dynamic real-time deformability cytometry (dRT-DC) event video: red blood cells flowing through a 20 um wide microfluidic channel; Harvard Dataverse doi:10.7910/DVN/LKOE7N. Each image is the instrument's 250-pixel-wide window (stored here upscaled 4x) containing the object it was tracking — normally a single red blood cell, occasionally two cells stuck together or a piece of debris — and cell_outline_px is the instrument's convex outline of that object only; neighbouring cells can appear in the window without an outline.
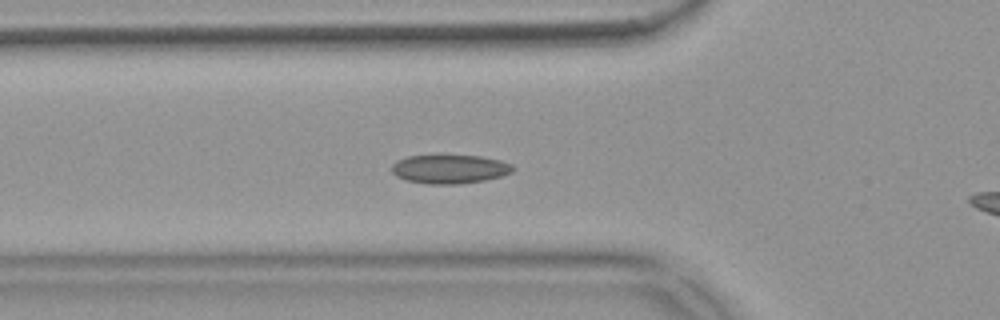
{"species": "common noctule bat (a hibernating species)", "species_latin": "Nyctalus noctula", "temperature_condition": "warm", "stored_images_in_passage": 51, "camera_frame_rate_fps": 3000, "um_per_image_px": 0.085, "animal": {"sex": "female", "body_mass_g": 18.4}, "frame": {"image": 1, "passage_image": 16, "time_ms": 5.0, "image_size_px": [1000, 320], "cell_outline_px": [[516, 168], [512, 172], [500, 176], [484, 180], [460, 184], [428, 184], [408, 180], [396, 176], [392, 172], [392, 164], [396, 160], [408, 156], [480, 156], [500, 160], [512, 164]], "centroid_in_image_um": [38.23, 14.37], "position_along_channel_um": 87.6, "area_um2": 20.23}}
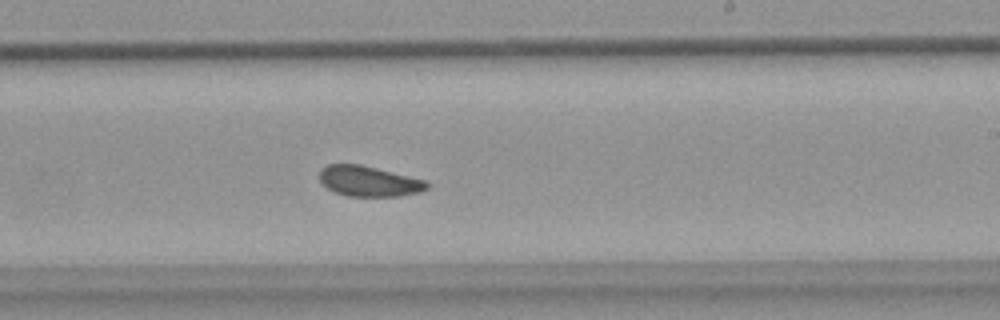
{"frame": {"image": 2, "passage_image": 30, "time_ms": 9.667, "image_size_px": [1000, 320], "cell_outline_px": [[428, 188], [420, 192], [400, 196], [348, 196], [336, 192], [328, 188], [320, 180], [320, 168], [328, 164], [360, 164], [424, 180], [428, 184]], "centroid_in_image_um": [31.34, 15.4], "position_along_channel_um": 257.7, "area_um2": 18.79}}
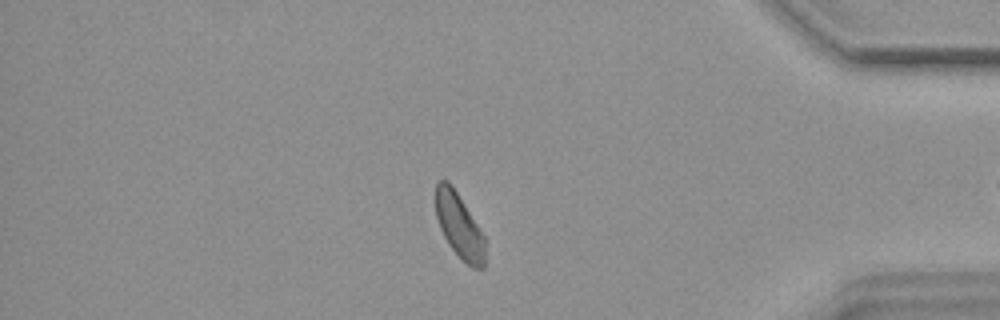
{"frame": {"image": 3, "passage_image": 44, "time_ms": 14.333, "image_size_px": [1000, 320], "cell_outline_px": [[484, 268], [472, 268], [460, 260], [448, 244], [440, 228], [436, 216], [436, 184], [440, 180], [448, 180], [452, 184], [484, 236]], "centroid_in_image_um": [39.02, 19.21], "position_along_channel_um": 396.2, "area_um2": 18.55}, "authors_computed_cell_mechanics": {"area_um2": 19.8254, "velocity_mm_per_s": 3.6549, "shape_relaxation_time_tau1_ms": 5.7236, "shape_relaxation_time_tau2_ms": 2.8344, "deformation_change_tau1": 0.0709, "deformation_change_tau2": 0.0863}}